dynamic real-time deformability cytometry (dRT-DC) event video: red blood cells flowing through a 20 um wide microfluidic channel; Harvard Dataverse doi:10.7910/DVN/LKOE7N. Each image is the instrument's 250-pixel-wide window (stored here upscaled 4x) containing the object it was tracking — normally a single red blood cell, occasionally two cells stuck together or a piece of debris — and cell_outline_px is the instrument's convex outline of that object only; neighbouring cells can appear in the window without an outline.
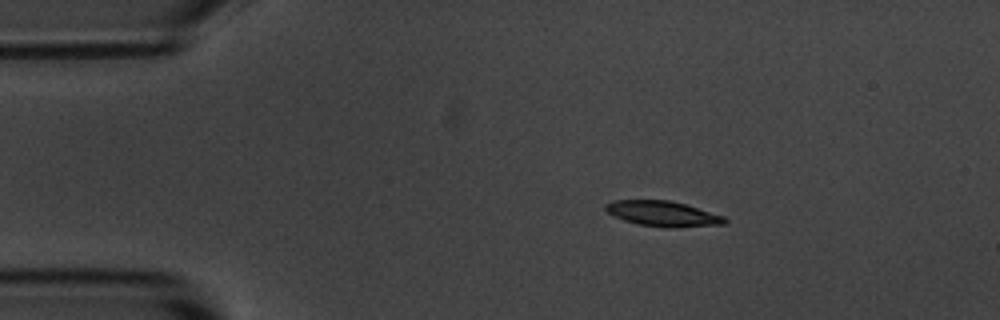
{"species": "common noctule bat (a hibernating species)", "species_latin": "Nyctalus noctula", "temperature_condition": "room temperature", "stored_images_in_passage": 8, "camera_frame_rate_fps": 3000, "um_per_image_px": 0.085, "animal": {"sex": "male", "body_mass_g": 20.1, "forearm_length_mm": 53.5}, "frame": {"image": 1, "passage_image": 1, "time_ms": 0.0, "image_size_px": [1000, 320], "cell_outline_px": [[728, 224], [676, 228], [668, 228], [636, 224], [624, 220], [608, 212], [604, 208], [604, 204], [612, 200], [668, 200], [684, 204], [724, 216], [728, 220]], "centroid_in_image_um": [56.36, 18.17], "position_along_channel_um": 28.6, "area_um2": 17.69}}
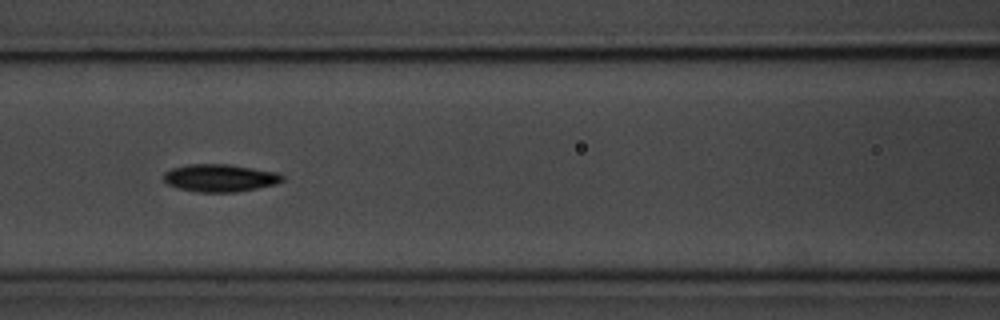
{"frame": {"image": 2, "passage_image": 5, "time_ms": 4.667, "image_size_px": [1000, 320], "cell_outline_px": [[284, 180], [276, 184], [236, 192], [196, 192], [176, 188], [168, 184], [164, 180], [164, 172], [172, 168], [188, 164], [228, 164], [280, 172], [284, 176]], "centroid_in_image_um": [18.71, 15.12], "position_along_channel_um": 147.9, "area_um2": 19.25}}
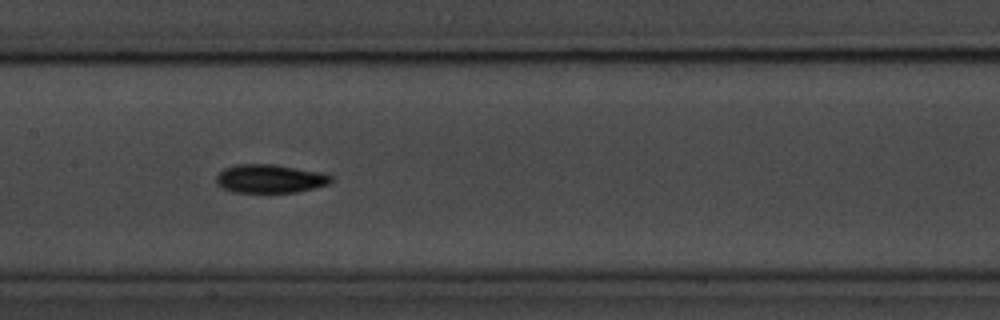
{"frame": {"image": 3, "passage_image": 6, "time_ms": 5.667, "image_size_px": [1000, 320], "cell_outline_px": [[332, 180], [328, 184], [316, 188], [296, 192], [232, 192], [216, 184], [216, 176], [224, 168], [236, 164], [276, 164], [324, 172], [332, 176]], "centroid_in_image_um": [22.97, 15.18], "position_along_channel_um": 184.4, "area_um2": 19.31}}